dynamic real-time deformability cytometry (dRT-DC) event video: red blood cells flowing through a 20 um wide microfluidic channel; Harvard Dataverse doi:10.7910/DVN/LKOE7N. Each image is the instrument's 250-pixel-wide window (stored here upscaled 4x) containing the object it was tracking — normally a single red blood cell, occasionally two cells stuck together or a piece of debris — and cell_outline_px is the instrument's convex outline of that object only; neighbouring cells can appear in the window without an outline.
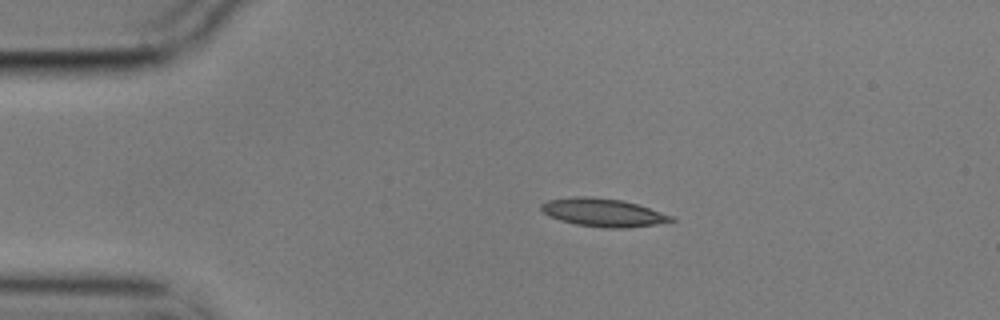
{"species": "common noctule bat (a hibernating species)", "species_latin": "Nyctalus noctula", "temperature_condition": "cold", "stored_images_in_passage": 46, "camera_frame_rate_fps": 3000, "um_per_image_px": 0.085, "animal": {"sex": "male", "body_mass_g": 17.9}, "frame": {"image": 1, "passage_image": 1, "time_ms": 0.0, "image_size_px": [1000, 320], "cell_outline_px": [[676, 220], [656, 224], [628, 228], [604, 228], [576, 224], [560, 220], [544, 212], [540, 208], [540, 204], [548, 200], [576, 196], [588, 196], [620, 200], [636, 204], [676, 216]], "centroid_in_image_um": [51.3, 18.07], "position_along_channel_um": 33.7, "area_um2": 21.21}}
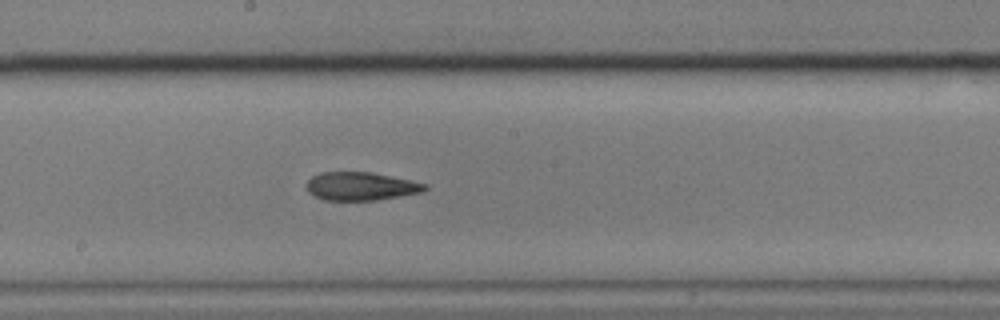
{"frame": {"image": 2, "passage_image": 20, "time_ms": 6.333, "image_size_px": [1000, 320], "cell_outline_px": [[428, 188], [424, 192], [376, 200], [324, 200], [308, 192], [308, 180], [312, 176], [320, 172], [372, 172], [412, 180], [428, 184]], "centroid_in_image_um": [30.73, 15.82], "position_along_channel_um": 217.5, "area_um2": 19.54}}
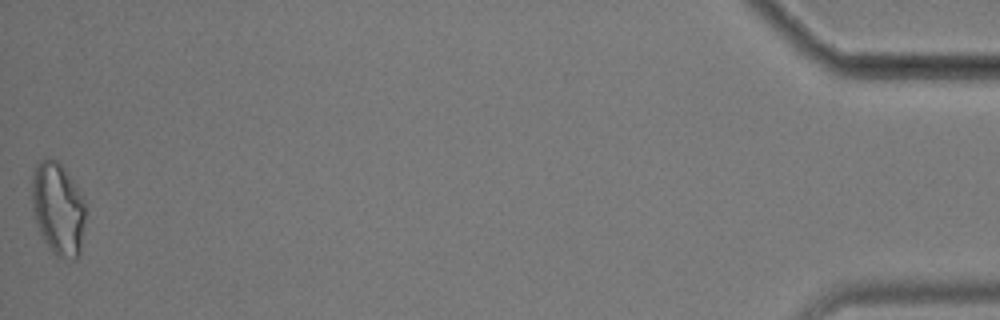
{"frame": {"image": 3, "passage_image": 46, "time_ms": 15.0, "image_size_px": [1000, 320], "cell_outline_px": [[84, 220], [80, 252], [76, 260], [72, 260], [56, 256], [52, 252], [44, 240], [40, 232], [32, 208], [32, 176], [36, 164], [40, 160], [56, 160], [64, 168], [80, 192], [84, 200]], "centroid_in_image_um": [4.93, 17.76], "position_along_channel_um": 430.3, "area_um2": 28.61}, "authors_computed_cell_mechanics": {"area_um2": 20.4612, "velocity_mm_per_s": 3.5379, "shape_relaxation_time_tau1_ms": 6.4916, "shape_relaxation_time_tau2_ms": 4.0443, "deformation_change_tau1": 0.1879, "deformation_change_tau2": 0.1327}}